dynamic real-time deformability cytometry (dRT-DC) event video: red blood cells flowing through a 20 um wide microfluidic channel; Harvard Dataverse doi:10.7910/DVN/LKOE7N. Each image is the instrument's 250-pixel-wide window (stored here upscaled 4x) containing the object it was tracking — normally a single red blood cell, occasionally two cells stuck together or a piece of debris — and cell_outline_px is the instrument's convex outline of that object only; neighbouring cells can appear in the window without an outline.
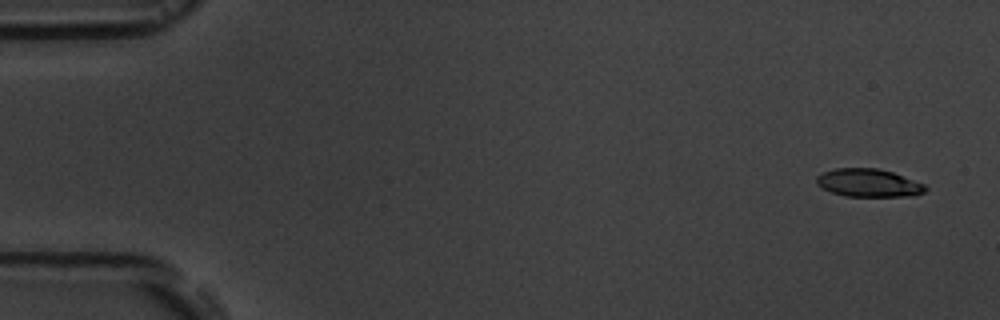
{"species": "common noctule bat (a hibernating species)", "species_latin": "Nyctalus noctula", "temperature_condition": "room temperature", "stored_images_in_passage": 5, "camera_frame_rate_fps": 3000, "um_per_image_px": 0.085, "animal": {"sex": "male", "body_mass_g": 19.5, "forearm_length_mm": 54.6}, "frame": {"image": 1, "passage_image": 1, "time_ms": 0.0, "image_size_px": [1000, 320], "cell_outline_px": [[928, 188], [924, 192], [912, 196], [844, 196], [832, 192], [816, 184], [816, 176], [824, 172], [836, 168], [880, 168], [892, 172], [924, 184]], "centroid_in_image_um": [73.82, 15.54], "position_along_channel_um": 11.2, "area_um2": 17.69}}
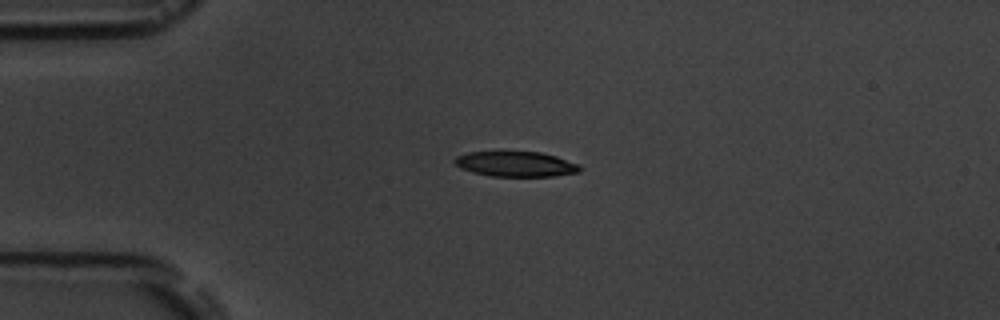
{"frame": {"image": 2, "passage_image": 4, "time_ms": 3.667, "image_size_px": [1000, 320], "cell_outline_px": [[580, 172], [552, 176], [488, 176], [472, 172], [460, 168], [452, 160], [456, 156], [468, 152], [496, 148], [540, 152], [556, 156], [580, 164]], "centroid_in_image_um": [43.76, 13.88], "position_along_channel_um": 41.2, "area_um2": 19.42}}